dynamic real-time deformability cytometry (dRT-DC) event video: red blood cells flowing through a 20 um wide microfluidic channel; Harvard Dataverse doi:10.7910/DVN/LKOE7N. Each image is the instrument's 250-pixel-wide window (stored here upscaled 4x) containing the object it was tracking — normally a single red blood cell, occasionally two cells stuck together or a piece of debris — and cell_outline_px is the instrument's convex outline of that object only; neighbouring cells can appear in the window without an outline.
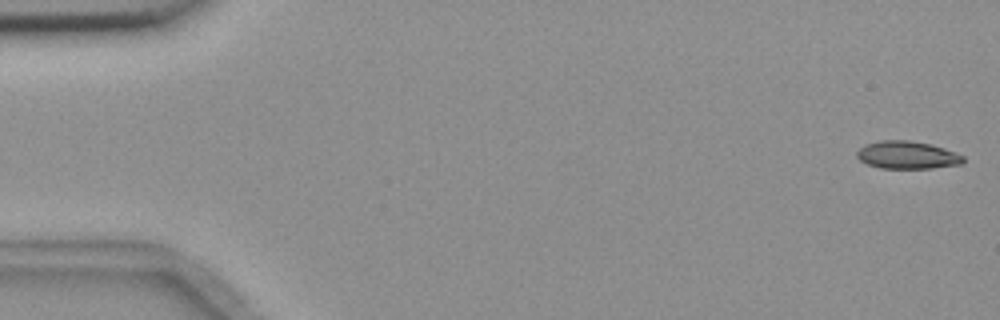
{"species": "common noctule bat (a hibernating species)", "species_latin": "Nyctalus noctula", "temperature_condition": "room temperature", "stored_images_in_passage": 6, "camera_frame_rate_fps": 3000, "um_per_image_px": 0.085, "animal": {"sex": "female", "body_mass_g": 18.4}, "frame": {"image": 1, "passage_image": 1, "time_ms": 0.0, "image_size_px": [1000, 320], "cell_outline_px": [[964, 160], [960, 164], [932, 168], [880, 168], [868, 164], [860, 160], [856, 156], [856, 152], [864, 144], [880, 140], [908, 140], [928, 144], [944, 148], [964, 156]], "centroid_in_image_um": [77.08, 13.17], "position_along_channel_um": 7.9, "area_um2": 17.05}}